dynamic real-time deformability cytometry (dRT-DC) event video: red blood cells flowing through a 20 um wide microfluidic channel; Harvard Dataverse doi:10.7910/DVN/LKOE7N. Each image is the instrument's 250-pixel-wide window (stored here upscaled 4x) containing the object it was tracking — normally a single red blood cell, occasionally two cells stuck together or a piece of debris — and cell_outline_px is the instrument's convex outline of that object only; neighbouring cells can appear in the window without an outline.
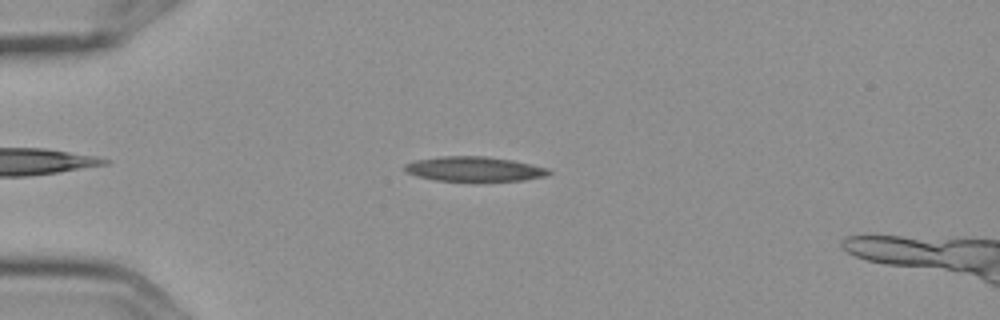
{"species": "Egyptian fruit bat (a non-hibernating species)", "species_latin": "Rousettus aegyptiacus", "temperature_condition": "cold", "stored_images_in_passage": 8, "camera_frame_rate_fps": 3000, "um_per_image_px": 0.085, "frame": {"image": 1, "passage_image": 5, "time_ms": 1.333, "image_size_px": [1000, 320], "cell_outline_px": [[552, 172], [548, 176], [524, 180], [436, 180], [416, 176], [408, 172], [404, 168], [404, 164], [416, 160], [444, 156], [484, 156], [512, 160], [548, 168]], "centroid_in_image_um": [40.34, 14.35], "position_along_channel_um": 44.7, "area_um2": 20.4}}
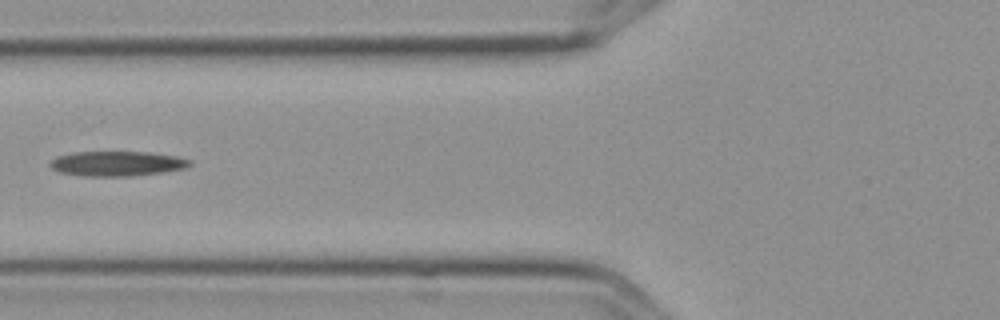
{"frame": {"image": 2, "passage_image": 7, "time_ms": 2.0, "image_size_px": [1000, 320], "cell_outline_px": [[192, 164], [184, 168], [164, 172], [132, 176], [84, 176], [60, 172], [52, 168], [48, 164], [56, 156], [72, 152], [148, 152], [176, 156], [192, 160]], "centroid_in_image_um": [9.95, 13.9], "position_along_channel_um": 115.9, "area_um2": 20.29}}
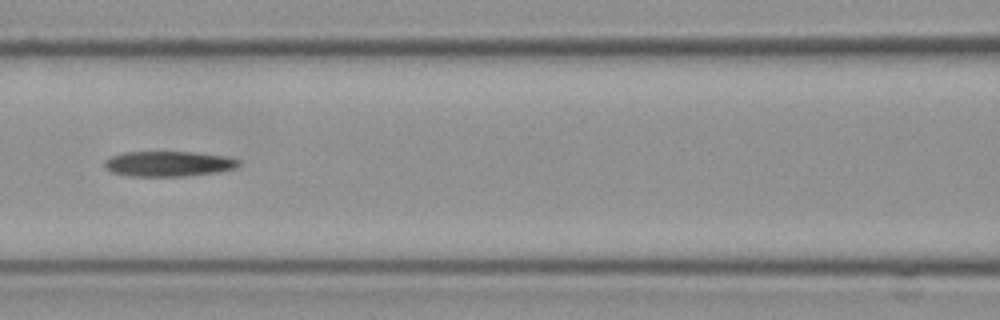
{"frame": {"image": 3, "passage_image": 8, "time_ms": 2.333, "image_size_px": [1000, 320], "cell_outline_px": [[240, 164], [236, 168], [216, 172], [184, 176], [128, 176], [112, 172], [104, 168], [104, 160], [112, 156], [124, 152], [192, 152], [224, 156], [240, 160]], "centroid_in_image_um": [14.29, 13.92], "position_along_channel_um": 152.3, "area_um2": 19.71}}